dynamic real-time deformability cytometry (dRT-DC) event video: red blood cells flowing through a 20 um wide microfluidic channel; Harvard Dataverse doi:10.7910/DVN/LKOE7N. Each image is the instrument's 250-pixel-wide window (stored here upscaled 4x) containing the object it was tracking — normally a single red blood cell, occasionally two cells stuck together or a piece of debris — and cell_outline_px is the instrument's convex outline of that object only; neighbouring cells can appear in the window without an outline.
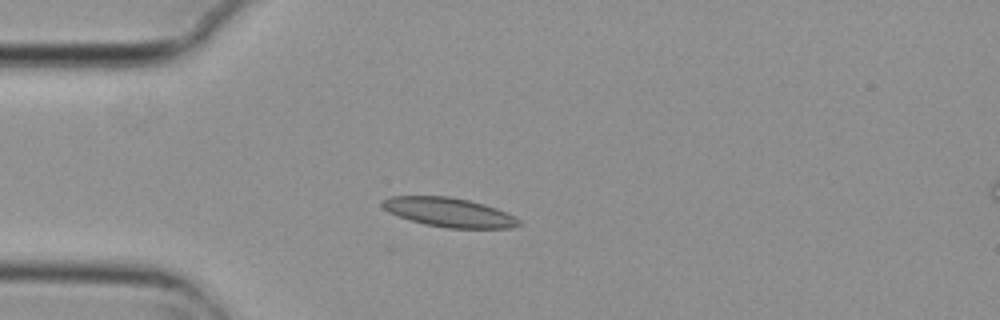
{"species": "common noctule bat (a hibernating species)", "species_latin": "Nyctalus noctula", "temperature_condition": "cold", "stored_images_in_passage": 6, "camera_frame_rate_fps": 3000, "um_per_image_px": 0.085, "animal": {"sex": "female", "body_mass_g": 29.2, "forearm_length_mm": 56.3}, "frame": {"image": 1, "passage_image": 3, "time_ms": 0.667, "image_size_px": [1000, 320], "cell_outline_px": [[520, 224], [512, 228], [448, 228], [424, 224], [388, 212], [380, 204], [380, 200], [388, 196], [448, 196], [468, 200], [484, 204], [496, 208], [520, 220]], "centroid_in_image_um": [38.12, 18.04], "position_along_channel_um": 46.9, "area_um2": 23.06}}
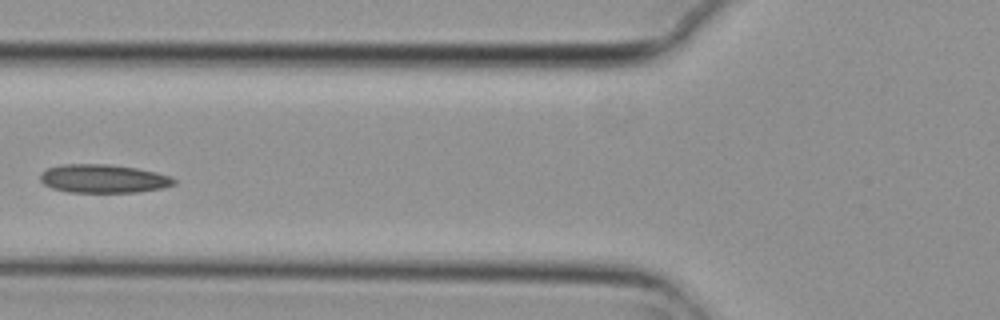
{"frame": {"image": 2, "passage_image": 5, "time_ms": 1.333, "image_size_px": [1000, 320], "cell_outline_px": [[176, 184], [164, 188], [136, 192], [68, 192], [52, 188], [44, 184], [40, 180], [40, 172], [48, 168], [60, 164], [108, 164], [136, 168], [156, 172], [172, 176], [176, 180]], "centroid_in_image_um": [8.8, 15.18], "position_along_channel_um": 117.0, "area_um2": 22.37}}
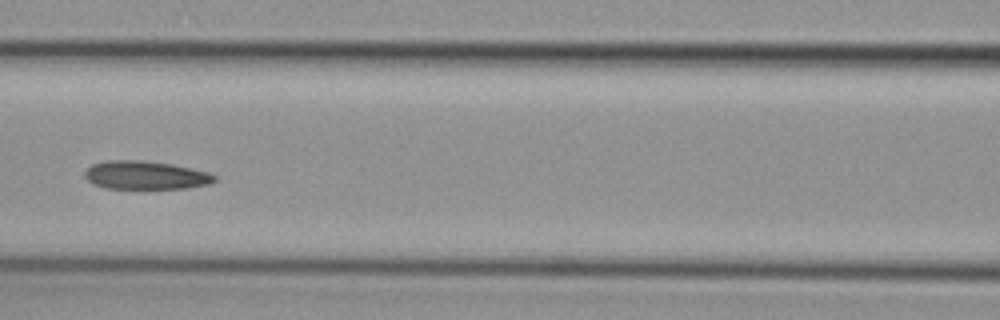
{"frame": {"image": 3, "passage_image": 6, "time_ms": 1.667, "image_size_px": [1000, 320], "cell_outline_px": [[216, 180], [208, 184], [188, 188], [104, 188], [92, 184], [84, 176], [84, 172], [92, 164], [104, 160], [140, 160], [172, 164], [208, 172], [216, 176]], "centroid_in_image_um": [12.33, 14.89], "position_along_channel_um": 154.3, "area_um2": 21.44}}